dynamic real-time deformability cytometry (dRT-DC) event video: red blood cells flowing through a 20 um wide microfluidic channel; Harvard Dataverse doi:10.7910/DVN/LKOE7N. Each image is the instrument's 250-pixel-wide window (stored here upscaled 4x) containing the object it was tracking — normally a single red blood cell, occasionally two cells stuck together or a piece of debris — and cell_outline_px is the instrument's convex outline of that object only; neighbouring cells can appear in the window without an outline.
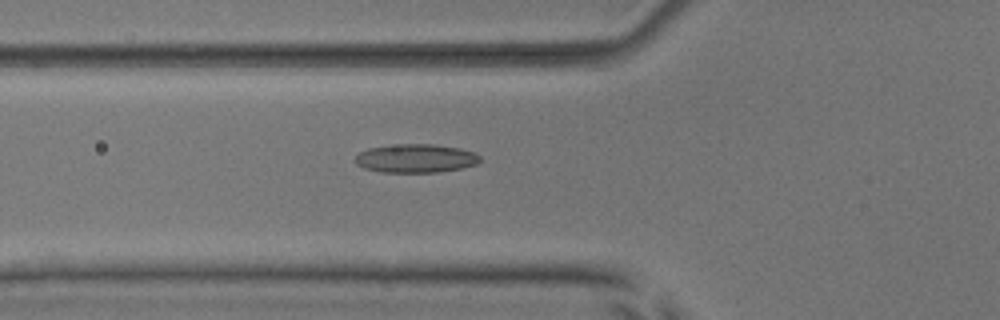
{"species": "common noctule bat (a hibernating species)", "species_latin": "Nyctalus noctula", "temperature_condition": "room temperature", "stored_images_in_passage": 54, "camera_frame_rate_fps": 3000, "um_per_image_px": 0.085, "animal": {"sex": "male", "body_mass_g": 17.9, "forearm_length_mm": 54.2}, "frame": {"image": 1, "passage_image": 20, "time_ms": 6.333, "image_size_px": [1000, 320], "cell_outline_px": [[480, 160], [476, 164], [460, 168], [440, 172], [380, 172], [364, 168], [356, 164], [356, 156], [360, 152], [368, 148], [400, 144], [436, 144], [460, 148], [476, 152], [480, 156]], "centroid_in_image_um": [35.36, 13.46], "position_along_channel_um": 90.4, "area_um2": 20.81}}
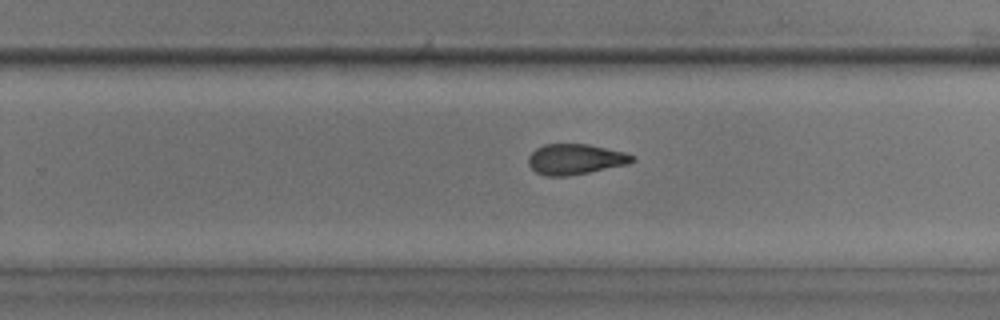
{"frame": {"image": 2, "passage_image": 35, "time_ms": 11.333, "image_size_px": [1000, 320], "cell_outline_px": [[636, 160], [628, 164], [568, 176], [544, 176], [536, 172], [528, 164], [528, 156], [536, 148], [544, 144], [588, 144], [624, 152], [636, 156]], "centroid_in_image_um": [48.9, 13.53], "position_along_channel_um": 280.9, "area_um2": 18.5}}
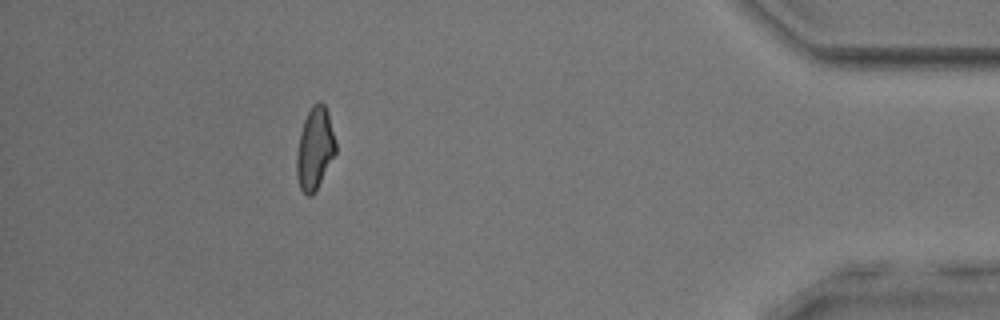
{"frame": {"image": 3, "passage_image": 49, "time_ms": 16.0, "image_size_px": [1000, 320], "cell_outline_px": [[336, 152], [312, 196], [308, 196], [300, 188], [296, 172], [296, 156], [300, 132], [304, 120], [312, 104], [316, 100], [320, 100], [324, 104], [328, 112], [336, 140]], "centroid_in_image_um": [26.76, 12.57], "position_along_channel_um": 408.4, "area_um2": 18.67}, "authors_computed_cell_mechanics": {"area_um2": 19.5653, "velocity_mm_per_s": 3.8148, "shape_relaxation_time_tau1_ms": 8.8861, "shape_relaxation_time_tau2_ms": 3.1902, "deformation_change_tau1": 0.1699, "deformation_change_tau2": 0.1164}}